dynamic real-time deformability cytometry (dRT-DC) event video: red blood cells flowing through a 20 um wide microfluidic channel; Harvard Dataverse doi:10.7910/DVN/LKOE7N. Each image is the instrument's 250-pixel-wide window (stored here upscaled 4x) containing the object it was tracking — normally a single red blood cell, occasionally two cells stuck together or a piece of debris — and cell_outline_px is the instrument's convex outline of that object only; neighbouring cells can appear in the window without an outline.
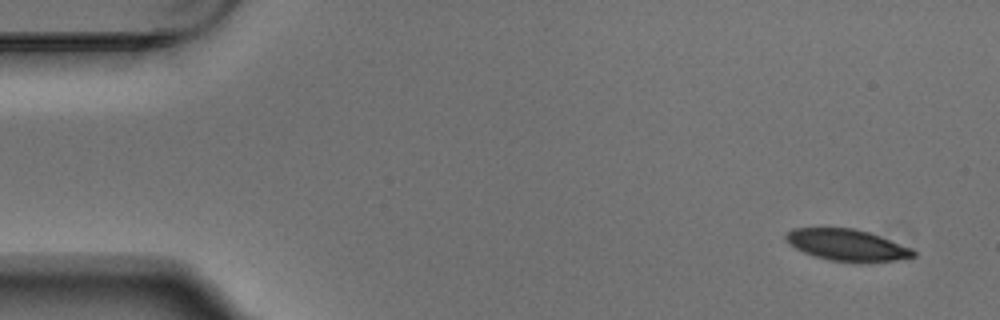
{"species": "Egyptian fruit bat (a non-hibernating species)", "species_latin": "Rousettus aegyptiacus", "temperature_condition": "warm", "stored_images_in_passage": 7, "camera_frame_rate_fps": 3000, "um_per_image_px": 0.085, "animal": {"sex": "male"}, "frame": {"image": 1, "passage_image": 1, "time_ms": 0.0, "image_size_px": [1000, 320], "cell_outline_px": [[916, 256], [896, 260], [868, 264], [856, 264], [828, 260], [804, 252], [788, 244], [784, 236], [792, 228], [852, 228], [868, 232], [880, 236], [912, 248], [916, 252]], "centroid_in_image_um": [72.03, 20.86], "position_along_channel_um": 13.0, "area_um2": 23.87}}
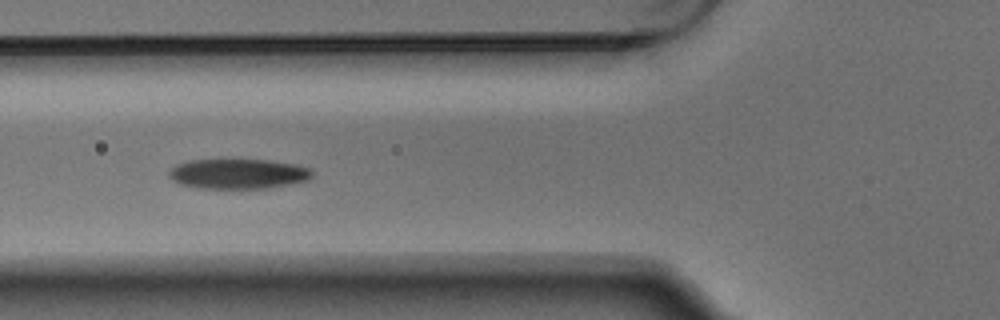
{"frame": {"image": 2, "passage_image": 6, "time_ms": 1.667, "image_size_px": [1000, 320], "cell_outline_px": [[312, 176], [308, 180], [268, 188], [196, 188], [180, 184], [172, 180], [168, 176], [168, 172], [176, 164], [188, 160], [268, 160], [296, 164], [312, 168]], "centroid_in_image_um": [20.23, 14.77], "position_along_channel_um": 105.6, "area_um2": 25.09}}
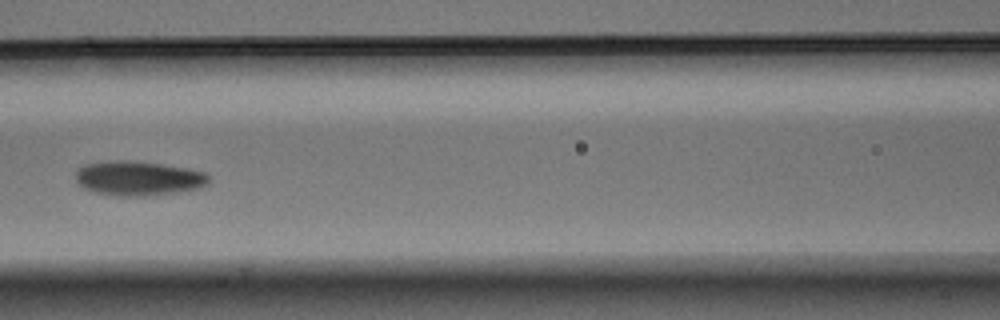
{"frame": {"image": 3, "passage_image": 7, "time_ms": 2.0, "image_size_px": [1000, 320], "cell_outline_px": [[208, 184], [200, 188], [176, 192], [144, 196], [120, 196], [96, 192], [84, 188], [76, 180], [76, 168], [84, 164], [116, 160], [128, 160], [160, 164], [188, 168], [204, 172], [208, 176]], "centroid_in_image_um": [11.75, 15.15], "position_along_channel_um": 154.9, "area_um2": 26.65}}